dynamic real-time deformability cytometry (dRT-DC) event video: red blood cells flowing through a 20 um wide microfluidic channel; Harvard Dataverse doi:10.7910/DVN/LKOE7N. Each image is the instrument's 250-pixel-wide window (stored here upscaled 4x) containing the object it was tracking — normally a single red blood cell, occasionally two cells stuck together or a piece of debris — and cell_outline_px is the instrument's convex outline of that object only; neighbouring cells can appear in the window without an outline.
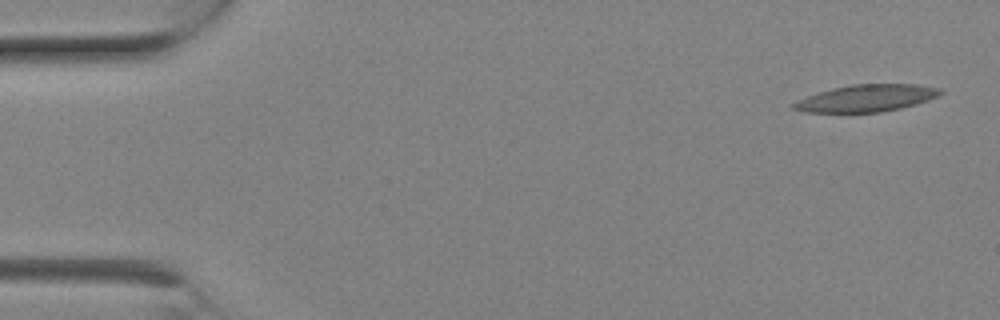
{"species": "Egyptian fruit bat (a non-hibernating species)", "species_latin": "Rousettus aegyptiacus", "temperature_condition": "room temperature", "stored_images_in_passage": 7, "camera_frame_rate_fps": 3000, "um_per_image_px": 0.085, "animal": {"sex": "female"}, "frame": {"image": 1, "passage_image": 1, "time_ms": 0.0, "image_size_px": [1000, 320], "cell_outline_px": [[944, 92], [940, 96], [928, 100], [900, 108], [880, 112], [804, 112], [792, 108], [792, 104], [808, 96], [832, 88], [852, 84], [920, 84], [940, 88]], "centroid_in_image_um": [73.71, 8.33], "position_along_channel_um": 11.3, "area_um2": 22.95}}